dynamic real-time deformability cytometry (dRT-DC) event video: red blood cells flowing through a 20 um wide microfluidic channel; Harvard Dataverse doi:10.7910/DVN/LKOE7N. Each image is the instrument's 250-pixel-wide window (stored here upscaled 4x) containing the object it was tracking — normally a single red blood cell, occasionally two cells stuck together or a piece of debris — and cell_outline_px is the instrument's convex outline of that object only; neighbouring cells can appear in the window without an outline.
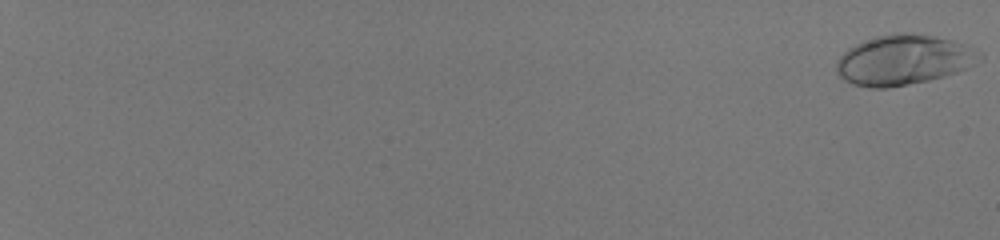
{"species": "human", "species_latin": "Homo sapiens", "temperature_condition": "room temperature", "stored_images_in_passage": 57, "camera_frame_rate_fps": 3000, "um_per_image_px": 0.085, "donor": {"sex": "male"}, "frame": {"image": 1, "passage_image": 1, "time_ms": 0.0, "image_size_px": [1000, 240], "cell_outline_px": [[984, 56], [972, 64], [956, 72], [944, 76], [928, 80], [888, 88], [868, 88], [852, 84], [844, 80], [836, 72], [836, 60], [848, 48], [864, 40], [876, 36], [896, 32], [908, 32], [936, 36], [968, 44], [980, 52]], "centroid_in_image_um": [76.78, 5.08], "position_along_channel_um": 8.2, "area_um2": 41.96}}
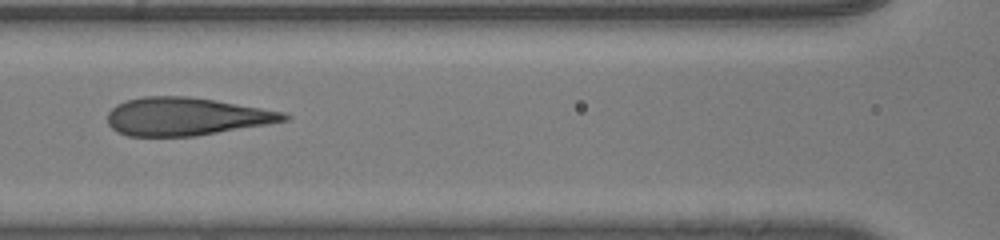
{"frame": {"image": 2, "passage_image": 33, "time_ms": 10.667, "image_size_px": [1000, 240], "cell_outline_px": [[292, 116], [288, 120], [268, 124], [196, 136], [128, 136], [116, 132], [108, 124], [108, 112], [116, 104], [124, 100], [144, 96], [188, 96], [216, 100], [284, 112]], "centroid_in_image_um": [15.8, 9.9], "position_along_channel_um": 150.8, "area_um2": 39.19}}
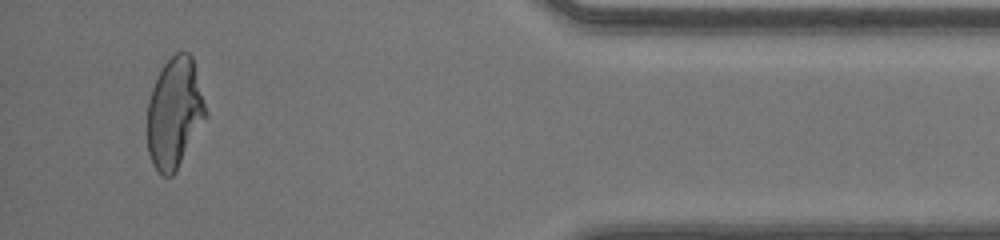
{"frame": {"image": 3, "passage_image": 55, "time_ms": 18.0, "image_size_px": [1000, 240], "cell_outline_px": [[208, 116], [176, 172], [172, 176], [164, 176], [152, 164], [148, 152], [148, 100], [152, 88], [164, 64], [176, 52], [188, 52], [192, 56], [208, 112]], "centroid_in_image_um": [14.86, 9.62], "position_along_channel_um": 420.3, "area_um2": 37.69}, "authors_computed_cell_mechanics": {"area_um2": 39.2462, "velocity_mm_per_s": 4.1493, "shape_relaxation_time_tau1_ms": 7.2627, "shape_relaxation_time_tau2_ms": null, "deformation_change_tau1": 0.2746, "deformation_change_tau2": null}}